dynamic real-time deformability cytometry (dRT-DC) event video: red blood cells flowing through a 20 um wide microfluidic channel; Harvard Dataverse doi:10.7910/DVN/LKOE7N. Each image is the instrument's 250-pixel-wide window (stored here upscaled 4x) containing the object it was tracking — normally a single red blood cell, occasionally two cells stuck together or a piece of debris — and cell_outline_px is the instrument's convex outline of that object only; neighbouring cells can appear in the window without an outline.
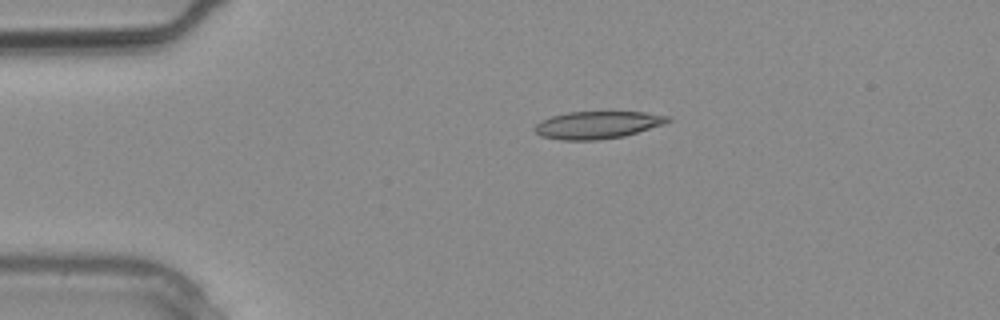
{"species": "common noctule bat (a hibernating species)", "species_latin": "Nyctalus noctula", "temperature_condition": "warm", "stored_images_in_passage": 2, "camera_frame_rate_fps": 3000, "um_per_image_px": 0.085, "animal": {"sex": "male", "body_mass_g": 20.4}, "frame": {"image": 1, "passage_image": 2, "time_ms": 0.333, "image_size_px": [1000, 320], "cell_outline_px": [[672, 120], [664, 124], [624, 136], [596, 140], [560, 140], [540, 136], [532, 128], [540, 120], [552, 116], [568, 112], [644, 112], [672, 116]], "centroid_in_image_um": [50.78, 10.62], "position_along_channel_um": 34.2, "area_um2": 21.39}}